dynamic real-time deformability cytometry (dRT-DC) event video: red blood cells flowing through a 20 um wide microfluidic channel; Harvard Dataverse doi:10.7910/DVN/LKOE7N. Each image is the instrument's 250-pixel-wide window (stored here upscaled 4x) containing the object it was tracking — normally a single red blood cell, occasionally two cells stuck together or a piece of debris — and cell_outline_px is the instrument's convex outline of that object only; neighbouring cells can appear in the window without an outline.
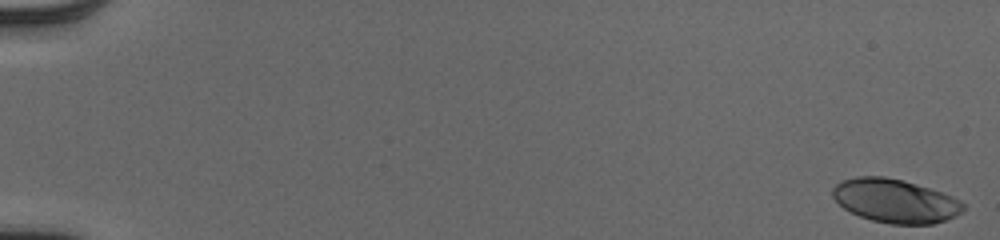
{"species": "human", "species_latin": "Homo sapiens", "temperature_condition": "cold", "stored_images_in_passage": 19, "camera_frame_rate_fps": 3000, "um_per_image_px": 0.085, "donor": {"sex": "male"}, "frame": {"image": 1, "passage_image": 1, "time_ms": 0.0, "image_size_px": [1000, 240], "cell_outline_px": [[964, 208], [956, 216], [932, 224], [892, 224], [872, 220], [860, 216], [844, 208], [832, 196], [832, 188], [836, 184], [844, 180], [856, 176], [884, 176], [900, 180], [928, 188], [952, 196], [960, 200], [964, 204]], "centroid_in_image_um": [76.08, 17.07], "position_along_channel_um": 8.9, "area_um2": 32.83}}